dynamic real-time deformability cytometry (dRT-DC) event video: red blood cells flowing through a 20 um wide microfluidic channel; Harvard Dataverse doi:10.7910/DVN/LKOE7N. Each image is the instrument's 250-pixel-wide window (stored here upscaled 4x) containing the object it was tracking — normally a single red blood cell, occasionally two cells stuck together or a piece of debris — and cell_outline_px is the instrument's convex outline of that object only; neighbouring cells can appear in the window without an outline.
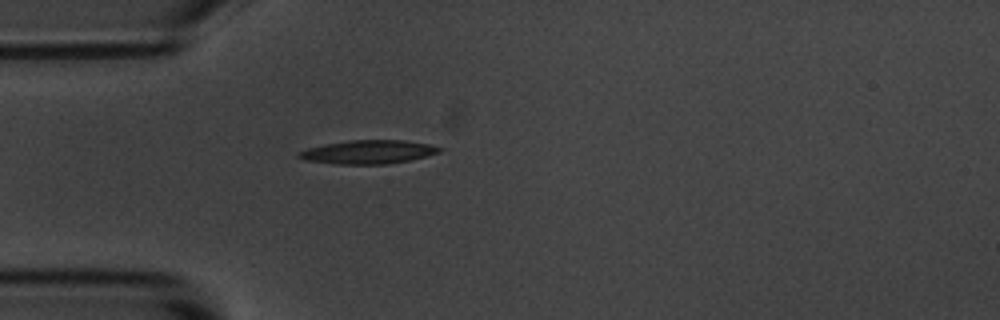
{"species": "common noctule bat (a hibernating species)", "species_latin": "Nyctalus noctula", "temperature_condition": "room temperature", "stored_images_in_passage": 5, "camera_frame_rate_fps": 3000, "um_per_image_px": 0.085, "animal": {"sex": "male", "body_mass_g": 20.1, "forearm_length_mm": 53.5}, "frame": {"image": 1, "passage_image": 5, "time_ms": 4.667, "image_size_px": [1000, 320], "cell_outline_px": [[444, 148], [440, 152], [408, 160], [384, 164], [336, 164], [304, 160], [296, 156], [296, 152], [308, 148], [324, 144], [348, 140], [404, 140], [428, 144]], "centroid_in_image_um": [31.24, 12.91], "position_along_channel_um": 53.8, "area_um2": 19.31}}